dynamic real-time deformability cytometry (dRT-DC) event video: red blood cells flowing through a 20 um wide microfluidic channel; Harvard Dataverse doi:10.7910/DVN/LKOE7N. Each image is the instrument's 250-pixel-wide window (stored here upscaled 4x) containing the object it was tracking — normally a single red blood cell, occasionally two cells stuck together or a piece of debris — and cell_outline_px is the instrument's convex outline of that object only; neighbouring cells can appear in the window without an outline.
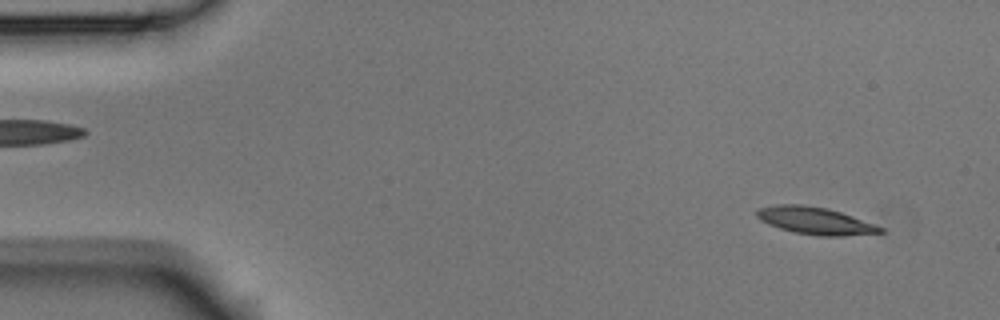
{"species": "Egyptian fruit bat (a non-hibernating species)", "species_latin": "Rousettus aegyptiacus", "temperature_condition": "room temperature", "stored_images_in_passage": 5, "segment_of_instrument_passage": [1, 2], "camera_frame_rate_fps": 3000, "um_per_image_px": 0.085, "animal": {"sex": "male"}, "frame": {"image": 1, "passage_image": 1, "time_ms": 0.0, "image_size_px": [1000, 320], "cell_outline_px": [[884, 232], [844, 236], [816, 236], [796, 232], [780, 228], [768, 224], [760, 220], [756, 216], [756, 212], [760, 208], [776, 204], [800, 204], [828, 208], [852, 216], [884, 228]], "centroid_in_image_um": [69.28, 18.76], "position_along_channel_um": 15.7, "area_um2": 19.48}}